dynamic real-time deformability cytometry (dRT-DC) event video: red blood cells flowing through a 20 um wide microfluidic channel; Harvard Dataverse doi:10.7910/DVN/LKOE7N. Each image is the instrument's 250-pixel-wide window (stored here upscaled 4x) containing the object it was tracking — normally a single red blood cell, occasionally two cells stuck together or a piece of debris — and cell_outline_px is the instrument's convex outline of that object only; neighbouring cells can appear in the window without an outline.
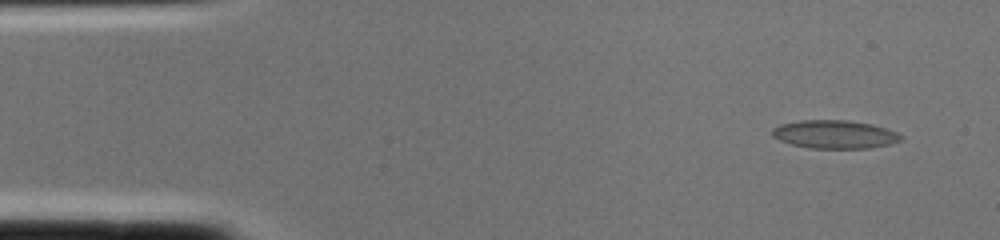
{"species": "common noctule bat (a hibernating species)", "species_latin": "Nyctalus noctula", "temperature_condition": "cold", "stored_images_in_passage": 2, "camera_frame_rate_fps": 3000, "um_per_image_px": 0.085, "animal": {"sex": "female", "body_mass_g": 22.0, "forearm_length_mm": 56.7}, "frame": {"image": 1, "passage_image": 2, "time_ms": 0.333, "image_size_px": [1000, 240], "cell_outline_px": [[904, 136], [900, 140], [888, 144], [868, 148], [812, 148], [792, 144], [780, 140], [772, 136], [772, 128], [780, 124], [800, 120], [848, 120], [872, 124], [896, 132]], "centroid_in_image_um": [70.93, 11.41], "position_along_channel_um": 14.1, "area_um2": 21.04}}